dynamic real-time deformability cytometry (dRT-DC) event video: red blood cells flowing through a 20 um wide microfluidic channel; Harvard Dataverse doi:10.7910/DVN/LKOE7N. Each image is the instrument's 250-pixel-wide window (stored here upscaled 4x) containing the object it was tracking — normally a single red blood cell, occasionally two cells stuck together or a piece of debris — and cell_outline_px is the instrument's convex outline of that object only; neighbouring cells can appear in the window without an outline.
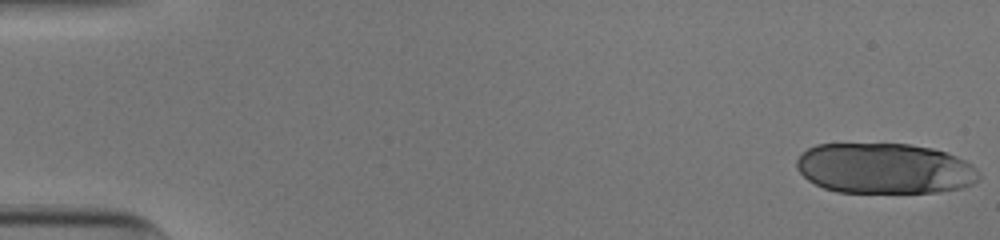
{"species": "human", "species_latin": "Homo sapiens", "temperature_condition": "cold", "stored_images_in_passage": 51, "camera_frame_rate_fps": 3000, "um_per_image_px": 0.085, "donor": {"sex": "male"}, "frame": {"image": 1, "passage_image": 1, "time_ms": 0.0, "image_size_px": [1000, 240], "cell_outline_px": [[980, 176], [972, 184], [960, 188], [936, 192], [836, 192], [824, 188], [808, 180], [796, 168], [796, 160], [800, 152], [816, 144], [908, 144], [932, 148], [956, 156], [972, 164], [976, 168]], "centroid_in_image_um": [75.16, 14.31], "position_along_channel_um": 9.8, "area_um2": 53.75}}
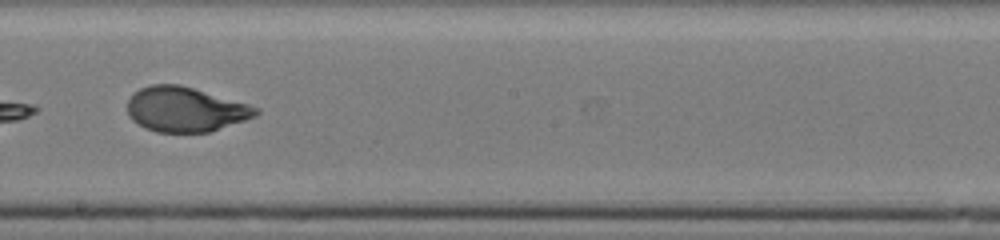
{"frame": {"image": 2, "passage_image": 31, "time_ms": 10.0, "image_size_px": [1000, 240], "cell_outline_px": [[260, 112], [256, 116], [208, 132], [156, 132], [144, 128], [132, 120], [128, 116], [128, 100], [132, 92], [140, 88], [152, 84], [180, 84], [248, 104], [260, 108]], "centroid_in_image_um": [15.72, 9.29], "position_along_channel_um": 232.5, "area_um2": 33.52}}
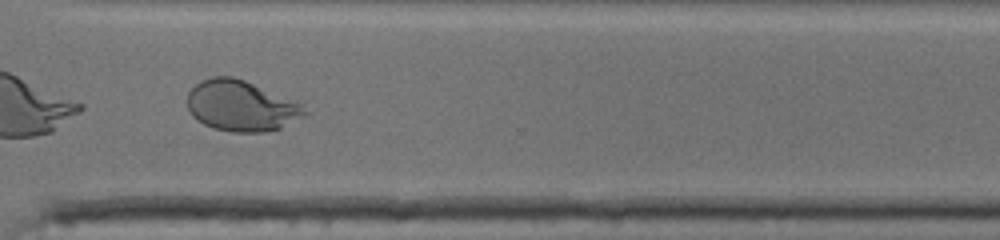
{"frame": {"image": 3, "passage_image": 40, "time_ms": 13.0, "image_size_px": [1000, 240], "cell_outline_px": [[312, 112], [280, 128], [264, 132], [232, 132], [212, 128], [196, 120], [188, 112], [188, 92], [200, 80], [212, 76], [232, 76], [304, 100]], "centroid_in_image_um": [20.62, 8.98], "position_along_channel_um": 350.0, "area_um2": 36.01}, "authors_computed_cell_mechanics": {"area_um2": 36.0672, "velocity_mm_per_s": 3.9176, "shape_relaxation_time_tau1_ms": 5.4443, "shape_relaxation_time_tau2_ms": null, "deformation_change_tau1": 0.2384, "deformation_change_tau2": null}}